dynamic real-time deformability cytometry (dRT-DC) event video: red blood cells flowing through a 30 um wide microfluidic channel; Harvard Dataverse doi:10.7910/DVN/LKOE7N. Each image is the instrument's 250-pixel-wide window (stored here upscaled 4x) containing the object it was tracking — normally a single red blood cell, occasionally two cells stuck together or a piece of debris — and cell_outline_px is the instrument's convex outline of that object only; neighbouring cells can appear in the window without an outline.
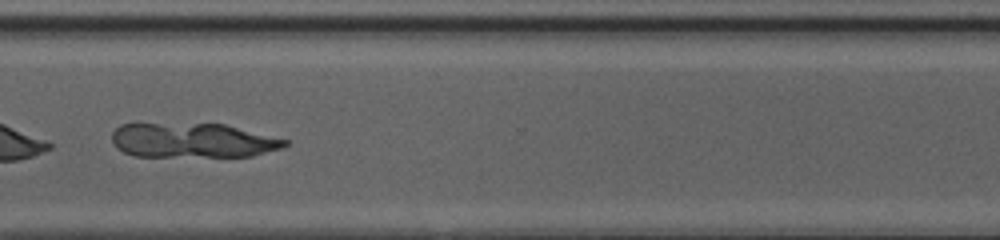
{"species": "common noctule bat (a hibernating species)", "species_latin": "Nyctalus noctula", "temperature_condition": "cold", "stored_images_in_passage": 50, "camera_frame_rate_fps": 3000, "um_per_image_px": 0.085, "animal": {"sex": "female", "body_mass_g": 20.0, "forearm_length_mm": 54.0}, "frame": {"image": 1, "passage_image": 40, "time_ms": 13.0, "image_size_px": [1000, 240], "cell_outline_px": [[288, 144], [284, 148], [252, 156], [132, 156], [116, 148], [112, 140], [112, 132], [120, 124], [224, 124], [288, 140]], "centroid_in_image_um": [16.38, 11.94], "position_along_channel_um": 354.2, "area_um2": 34.74}}